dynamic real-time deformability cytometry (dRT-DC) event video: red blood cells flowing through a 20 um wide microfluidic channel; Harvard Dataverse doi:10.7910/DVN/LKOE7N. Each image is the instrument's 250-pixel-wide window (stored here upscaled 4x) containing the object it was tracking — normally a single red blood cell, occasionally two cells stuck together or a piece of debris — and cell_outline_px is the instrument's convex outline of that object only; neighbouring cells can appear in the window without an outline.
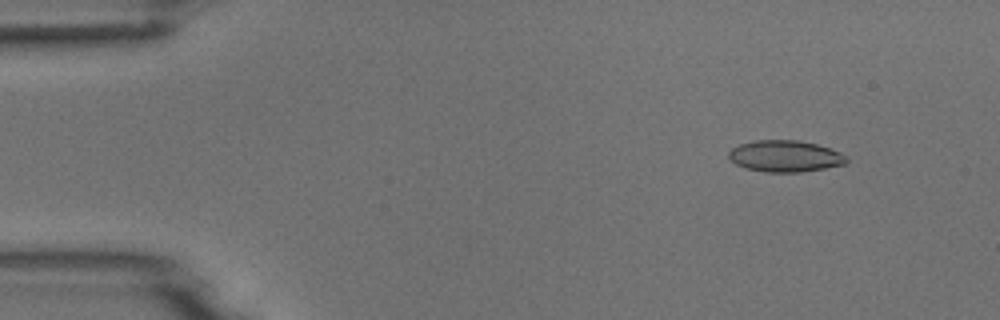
{"species": "common noctule bat (a hibernating species)", "species_latin": "Nyctalus noctula", "temperature_condition": "room temperature", "stored_images_in_passage": 4, "camera_frame_rate_fps": 3000, "um_per_image_px": 0.085, "animal": {"sex": "male", "body_mass_g": 18.8}, "frame": {"image": 1, "passage_image": 1, "time_ms": 0.0, "image_size_px": [1000, 320], "cell_outline_px": [[848, 160], [844, 164], [824, 168], [800, 172], [764, 172], [744, 168], [736, 164], [728, 156], [728, 152], [732, 148], [740, 144], [752, 140], [796, 140], [816, 144], [840, 152], [848, 156]], "centroid_in_image_um": [66.71, 13.27], "position_along_channel_um": 18.3, "area_um2": 21.62}}
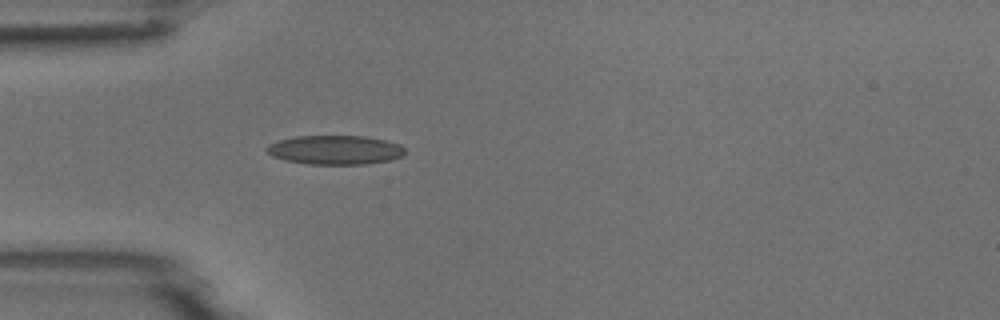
{"frame": {"image": 2, "passage_image": 4, "time_ms": 1.0, "image_size_px": [1000, 320], "cell_outline_px": [[404, 156], [388, 160], [364, 164], [304, 164], [284, 160], [272, 156], [264, 148], [268, 144], [276, 140], [296, 136], [364, 136], [388, 140], [400, 144], [404, 148]], "centroid_in_image_um": [28.45, 12.74], "position_along_channel_um": 56.5, "area_um2": 23.7}}